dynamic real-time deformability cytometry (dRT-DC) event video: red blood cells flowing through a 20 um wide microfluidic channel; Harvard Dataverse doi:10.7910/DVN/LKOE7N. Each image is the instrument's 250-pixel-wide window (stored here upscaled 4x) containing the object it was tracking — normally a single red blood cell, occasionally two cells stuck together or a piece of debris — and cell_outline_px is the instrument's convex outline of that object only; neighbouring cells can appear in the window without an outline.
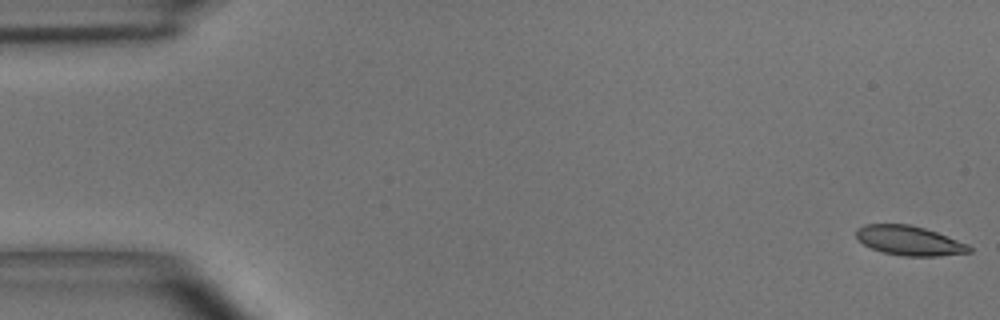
{"species": "common noctule bat (a hibernating species)", "species_latin": "Nyctalus noctula", "temperature_condition": "room temperature", "stored_images_in_passage": 51, "camera_frame_rate_fps": 3000, "um_per_image_px": 0.085, "animal": {"sex": "male", "body_mass_g": 15.6}, "frame": {"image": 1, "passage_image": 1, "time_ms": 0.0, "image_size_px": [1000, 320], "cell_outline_px": [[972, 252], [940, 256], [904, 256], [884, 252], [872, 248], [864, 244], [856, 236], [856, 228], [864, 224], [908, 224], [924, 228], [936, 232], [968, 244], [972, 248]], "centroid_in_image_um": [77.3, 20.45], "position_along_channel_um": 7.7, "area_um2": 19.31}}
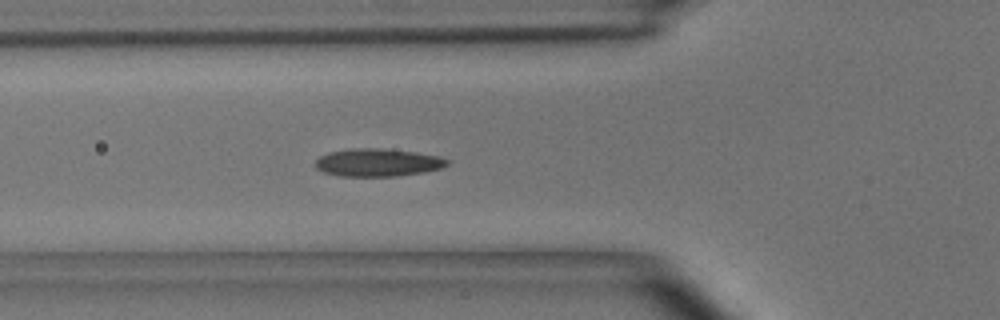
{"frame": {"image": 2, "passage_image": 18, "time_ms": 5.667, "image_size_px": [1000, 320], "cell_outline_px": [[452, 160], [448, 164], [440, 168], [424, 172], [396, 176], [340, 176], [324, 172], [316, 168], [316, 160], [320, 156], [328, 152], [352, 148], [380, 148], [416, 152], [440, 156]], "centroid_in_image_um": [32.13, 13.81], "position_along_channel_um": 93.7, "area_um2": 21.44}}
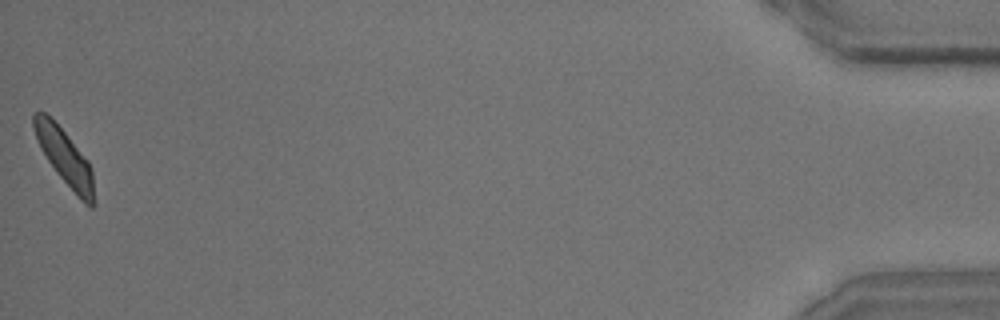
{"frame": {"image": 3, "passage_image": 51, "time_ms": 16.667, "image_size_px": [1000, 320], "cell_outline_px": [[96, 204], [92, 208], [84, 204], [76, 196], [56, 172], [40, 148], [32, 128], [32, 112], [44, 112], [64, 132], [88, 160], [92, 172], [96, 200]], "centroid_in_image_um": [5.52, 13.43], "position_along_channel_um": 429.7, "area_um2": 19.65}, "authors_computed_cell_mechanics": {"area_um2": 19.941, "velocity_mm_per_s": 3.9167, "shape_relaxation_time_tau1_ms": 4.594, "shape_relaxation_time_tau2_ms": 2.0611, "deformation_change_tau1": 0.1418, "deformation_change_tau2": 0.0784}}